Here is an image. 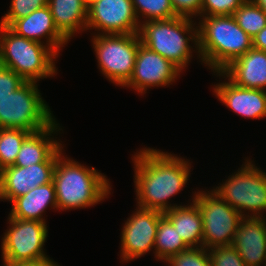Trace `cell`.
<instances>
[{"label":"cell","mask_w":266,"mask_h":266,"mask_svg":"<svg viewBox=\"0 0 266 266\" xmlns=\"http://www.w3.org/2000/svg\"><path fill=\"white\" fill-rule=\"evenodd\" d=\"M133 158L138 207L165 213L178 206L167 201L186 185L190 163L152 148L140 149Z\"/></svg>","instance_id":"obj_1"},{"label":"cell","mask_w":266,"mask_h":266,"mask_svg":"<svg viewBox=\"0 0 266 266\" xmlns=\"http://www.w3.org/2000/svg\"><path fill=\"white\" fill-rule=\"evenodd\" d=\"M179 205L163 213L188 247H202L203 220L198 205ZM199 244V245H198Z\"/></svg>","instance_id":"obj_22"},{"label":"cell","mask_w":266,"mask_h":266,"mask_svg":"<svg viewBox=\"0 0 266 266\" xmlns=\"http://www.w3.org/2000/svg\"><path fill=\"white\" fill-rule=\"evenodd\" d=\"M252 1L266 13V0H252Z\"/></svg>","instance_id":"obj_35"},{"label":"cell","mask_w":266,"mask_h":266,"mask_svg":"<svg viewBox=\"0 0 266 266\" xmlns=\"http://www.w3.org/2000/svg\"><path fill=\"white\" fill-rule=\"evenodd\" d=\"M13 32L26 39L42 43L47 39V46L57 54L68 40L58 31L48 5L31 12L26 17L16 20L10 27Z\"/></svg>","instance_id":"obj_17"},{"label":"cell","mask_w":266,"mask_h":266,"mask_svg":"<svg viewBox=\"0 0 266 266\" xmlns=\"http://www.w3.org/2000/svg\"><path fill=\"white\" fill-rule=\"evenodd\" d=\"M200 22L196 50L201 62L214 73L221 72L253 48L252 38L237 24L233 15L202 16Z\"/></svg>","instance_id":"obj_2"},{"label":"cell","mask_w":266,"mask_h":266,"mask_svg":"<svg viewBox=\"0 0 266 266\" xmlns=\"http://www.w3.org/2000/svg\"><path fill=\"white\" fill-rule=\"evenodd\" d=\"M60 146L45 162L28 167L15 165L0 170V199L12 202L29 190L53 181L57 157L62 153Z\"/></svg>","instance_id":"obj_12"},{"label":"cell","mask_w":266,"mask_h":266,"mask_svg":"<svg viewBox=\"0 0 266 266\" xmlns=\"http://www.w3.org/2000/svg\"><path fill=\"white\" fill-rule=\"evenodd\" d=\"M180 72L171 61L140 43L133 74L124 87L146 93L148 88L172 84Z\"/></svg>","instance_id":"obj_14"},{"label":"cell","mask_w":266,"mask_h":266,"mask_svg":"<svg viewBox=\"0 0 266 266\" xmlns=\"http://www.w3.org/2000/svg\"><path fill=\"white\" fill-rule=\"evenodd\" d=\"M233 17L251 38L266 26V13L252 0H246L239 6Z\"/></svg>","instance_id":"obj_24"},{"label":"cell","mask_w":266,"mask_h":266,"mask_svg":"<svg viewBox=\"0 0 266 266\" xmlns=\"http://www.w3.org/2000/svg\"><path fill=\"white\" fill-rule=\"evenodd\" d=\"M30 131L13 128H0V170L13 165L21 144Z\"/></svg>","instance_id":"obj_25"},{"label":"cell","mask_w":266,"mask_h":266,"mask_svg":"<svg viewBox=\"0 0 266 266\" xmlns=\"http://www.w3.org/2000/svg\"><path fill=\"white\" fill-rule=\"evenodd\" d=\"M162 212L137 207L121 232V260L128 262L143 256L155 246L158 223Z\"/></svg>","instance_id":"obj_13"},{"label":"cell","mask_w":266,"mask_h":266,"mask_svg":"<svg viewBox=\"0 0 266 266\" xmlns=\"http://www.w3.org/2000/svg\"><path fill=\"white\" fill-rule=\"evenodd\" d=\"M4 266H60V265L56 264L52 259L47 258L37 262L4 264Z\"/></svg>","instance_id":"obj_34"},{"label":"cell","mask_w":266,"mask_h":266,"mask_svg":"<svg viewBox=\"0 0 266 266\" xmlns=\"http://www.w3.org/2000/svg\"><path fill=\"white\" fill-rule=\"evenodd\" d=\"M57 56L51 47L21 37L0 24V65L23 80L37 82L57 74L54 64Z\"/></svg>","instance_id":"obj_4"},{"label":"cell","mask_w":266,"mask_h":266,"mask_svg":"<svg viewBox=\"0 0 266 266\" xmlns=\"http://www.w3.org/2000/svg\"><path fill=\"white\" fill-rule=\"evenodd\" d=\"M211 266H247L233 246L207 249Z\"/></svg>","instance_id":"obj_29"},{"label":"cell","mask_w":266,"mask_h":266,"mask_svg":"<svg viewBox=\"0 0 266 266\" xmlns=\"http://www.w3.org/2000/svg\"><path fill=\"white\" fill-rule=\"evenodd\" d=\"M216 74L239 87L266 90V52L252 48Z\"/></svg>","instance_id":"obj_18"},{"label":"cell","mask_w":266,"mask_h":266,"mask_svg":"<svg viewBox=\"0 0 266 266\" xmlns=\"http://www.w3.org/2000/svg\"><path fill=\"white\" fill-rule=\"evenodd\" d=\"M9 229L2 238L4 264L37 262L49 257L43 251L48 236L46 222L8 217Z\"/></svg>","instance_id":"obj_10"},{"label":"cell","mask_w":266,"mask_h":266,"mask_svg":"<svg viewBox=\"0 0 266 266\" xmlns=\"http://www.w3.org/2000/svg\"><path fill=\"white\" fill-rule=\"evenodd\" d=\"M62 154L57 157L53 174L57 209H83L108 198L111 186L102 173L94 167L90 169L73 159H67Z\"/></svg>","instance_id":"obj_3"},{"label":"cell","mask_w":266,"mask_h":266,"mask_svg":"<svg viewBox=\"0 0 266 266\" xmlns=\"http://www.w3.org/2000/svg\"><path fill=\"white\" fill-rule=\"evenodd\" d=\"M154 248L155 257L163 262L170 256L189 248L164 214L159 219Z\"/></svg>","instance_id":"obj_23"},{"label":"cell","mask_w":266,"mask_h":266,"mask_svg":"<svg viewBox=\"0 0 266 266\" xmlns=\"http://www.w3.org/2000/svg\"><path fill=\"white\" fill-rule=\"evenodd\" d=\"M265 220V217H243L237 227L232 246L247 266H261L266 262Z\"/></svg>","instance_id":"obj_15"},{"label":"cell","mask_w":266,"mask_h":266,"mask_svg":"<svg viewBox=\"0 0 266 266\" xmlns=\"http://www.w3.org/2000/svg\"><path fill=\"white\" fill-rule=\"evenodd\" d=\"M175 14L179 17L193 18L200 15L202 0H170ZM198 14V15H197Z\"/></svg>","instance_id":"obj_32"},{"label":"cell","mask_w":266,"mask_h":266,"mask_svg":"<svg viewBox=\"0 0 266 266\" xmlns=\"http://www.w3.org/2000/svg\"><path fill=\"white\" fill-rule=\"evenodd\" d=\"M193 22L190 18L179 16L147 21L141 23L138 34L143 45L171 61L182 71L192 58V46L189 42H195V48H198V27L194 28Z\"/></svg>","instance_id":"obj_5"},{"label":"cell","mask_w":266,"mask_h":266,"mask_svg":"<svg viewBox=\"0 0 266 266\" xmlns=\"http://www.w3.org/2000/svg\"><path fill=\"white\" fill-rule=\"evenodd\" d=\"M194 194L192 200L198 205L203 220L202 247L232 246L243 216L213 190Z\"/></svg>","instance_id":"obj_9"},{"label":"cell","mask_w":266,"mask_h":266,"mask_svg":"<svg viewBox=\"0 0 266 266\" xmlns=\"http://www.w3.org/2000/svg\"><path fill=\"white\" fill-rule=\"evenodd\" d=\"M48 0H12L10 10L3 16L0 24L10 27L16 20L47 5Z\"/></svg>","instance_id":"obj_28"},{"label":"cell","mask_w":266,"mask_h":266,"mask_svg":"<svg viewBox=\"0 0 266 266\" xmlns=\"http://www.w3.org/2000/svg\"><path fill=\"white\" fill-rule=\"evenodd\" d=\"M137 18L143 16L144 21L167 20L176 17L170 0H132Z\"/></svg>","instance_id":"obj_26"},{"label":"cell","mask_w":266,"mask_h":266,"mask_svg":"<svg viewBox=\"0 0 266 266\" xmlns=\"http://www.w3.org/2000/svg\"><path fill=\"white\" fill-rule=\"evenodd\" d=\"M252 40L254 49L266 52V26Z\"/></svg>","instance_id":"obj_33"},{"label":"cell","mask_w":266,"mask_h":266,"mask_svg":"<svg viewBox=\"0 0 266 266\" xmlns=\"http://www.w3.org/2000/svg\"><path fill=\"white\" fill-rule=\"evenodd\" d=\"M36 83L25 81L0 101V128L22 129L32 133L47 128L55 121Z\"/></svg>","instance_id":"obj_6"},{"label":"cell","mask_w":266,"mask_h":266,"mask_svg":"<svg viewBox=\"0 0 266 266\" xmlns=\"http://www.w3.org/2000/svg\"><path fill=\"white\" fill-rule=\"evenodd\" d=\"M141 22L132 0H91L88 3L86 30L95 29L100 34L139 33Z\"/></svg>","instance_id":"obj_11"},{"label":"cell","mask_w":266,"mask_h":266,"mask_svg":"<svg viewBox=\"0 0 266 266\" xmlns=\"http://www.w3.org/2000/svg\"><path fill=\"white\" fill-rule=\"evenodd\" d=\"M246 0H202V16L233 15Z\"/></svg>","instance_id":"obj_30"},{"label":"cell","mask_w":266,"mask_h":266,"mask_svg":"<svg viewBox=\"0 0 266 266\" xmlns=\"http://www.w3.org/2000/svg\"><path fill=\"white\" fill-rule=\"evenodd\" d=\"M9 217L45 222L42 213L46 208L57 209L55 187L52 182L35 187L12 201Z\"/></svg>","instance_id":"obj_20"},{"label":"cell","mask_w":266,"mask_h":266,"mask_svg":"<svg viewBox=\"0 0 266 266\" xmlns=\"http://www.w3.org/2000/svg\"><path fill=\"white\" fill-rule=\"evenodd\" d=\"M47 5L55 26L68 41L77 30H86L88 3L85 0H48Z\"/></svg>","instance_id":"obj_21"},{"label":"cell","mask_w":266,"mask_h":266,"mask_svg":"<svg viewBox=\"0 0 266 266\" xmlns=\"http://www.w3.org/2000/svg\"><path fill=\"white\" fill-rule=\"evenodd\" d=\"M24 82L25 80L13 70L0 65V101L9 96Z\"/></svg>","instance_id":"obj_31"},{"label":"cell","mask_w":266,"mask_h":266,"mask_svg":"<svg viewBox=\"0 0 266 266\" xmlns=\"http://www.w3.org/2000/svg\"><path fill=\"white\" fill-rule=\"evenodd\" d=\"M246 161L235 175L213 191L243 217L261 218V213L266 210V173ZM245 210L252 215L243 214Z\"/></svg>","instance_id":"obj_7"},{"label":"cell","mask_w":266,"mask_h":266,"mask_svg":"<svg viewBox=\"0 0 266 266\" xmlns=\"http://www.w3.org/2000/svg\"><path fill=\"white\" fill-rule=\"evenodd\" d=\"M92 41L102 74L117 86H125L134 71L141 43L139 34L98 33Z\"/></svg>","instance_id":"obj_8"},{"label":"cell","mask_w":266,"mask_h":266,"mask_svg":"<svg viewBox=\"0 0 266 266\" xmlns=\"http://www.w3.org/2000/svg\"><path fill=\"white\" fill-rule=\"evenodd\" d=\"M229 82L214 86L217 98L233 112L253 119L266 117V90L239 87Z\"/></svg>","instance_id":"obj_16"},{"label":"cell","mask_w":266,"mask_h":266,"mask_svg":"<svg viewBox=\"0 0 266 266\" xmlns=\"http://www.w3.org/2000/svg\"><path fill=\"white\" fill-rule=\"evenodd\" d=\"M168 266H211L208 251L204 247H189L165 261Z\"/></svg>","instance_id":"obj_27"},{"label":"cell","mask_w":266,"mask_h":266,"mask_svg":"<svg viewBox=\"0 0 266 266\" xmlns=\"http://www.w3.org/2000/svg\"><path fill=\"white\" fill-rule=\"evenodd\" d=\"M58 125L55 120L47 128L30 133L21 144L13 165L28 167L32 164L45 162L62 145L56 139L50 138L52 134L62 130Z\"/></svg>","instance_id":"obj_19"}]
</instances>
